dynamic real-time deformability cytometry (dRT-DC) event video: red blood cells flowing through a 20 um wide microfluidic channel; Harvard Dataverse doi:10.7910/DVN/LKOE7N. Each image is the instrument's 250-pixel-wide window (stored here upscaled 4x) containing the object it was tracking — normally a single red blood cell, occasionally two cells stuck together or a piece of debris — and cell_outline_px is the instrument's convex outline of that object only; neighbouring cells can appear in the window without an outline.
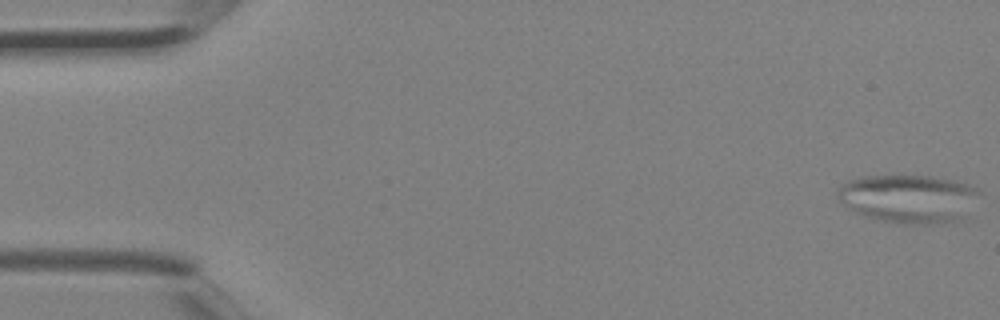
{"species": "Egyptian fruit bat (a non-hibernating species)", "species_latin": "Rousettus aegyptiacus", "temperature_condition": "room temperature", "stored_images_in_passage": 4, "camera_frame_rate_fps": 3000, "um_per_image_px": 0.085, "animal": {"sex": "female"}, "frame": {"image": 1, "passage_image": 1, "time_ms": 0.0, "image_size_px": [1000, 320], "cell_outline_px": [[980, 192], [964, 216], [960, 220], [924, 224], [904, 224], [880, 220], [856, 212], [848, 208], [836, 196], [836, 192], [840, 184], [848, 180], [860, 176], [896, 172], [932, 176], [952, 180], [968, 184], [976, 188]], "centroid_in_image_um": [77.15, 16.82], "position_along_channel_um": 7.8, "area_um2": 40.69}}